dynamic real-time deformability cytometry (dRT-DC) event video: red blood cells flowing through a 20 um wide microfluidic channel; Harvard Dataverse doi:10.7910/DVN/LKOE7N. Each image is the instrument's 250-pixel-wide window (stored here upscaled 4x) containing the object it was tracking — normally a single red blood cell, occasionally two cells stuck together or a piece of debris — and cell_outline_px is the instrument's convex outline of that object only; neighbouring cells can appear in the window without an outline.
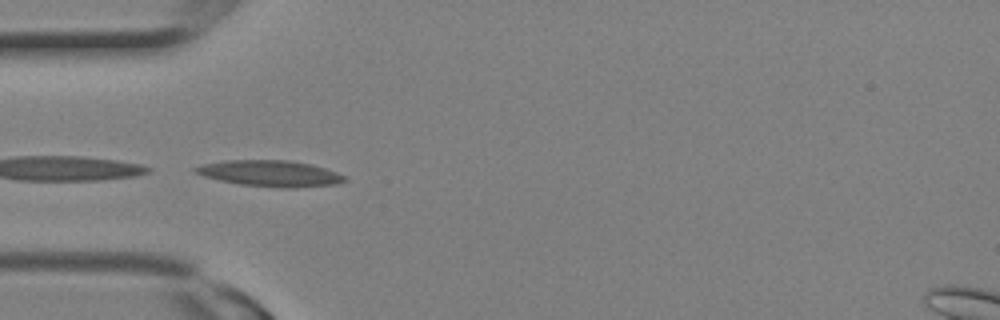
{"species": "Egyptian fruit bat (a non-hibernating species)", "species_latin": "Rousettus aegyptiacus", "temperature_condition": "room temperature", "stored_images_in_passage": 3, "camera_frame_rate_fps": 3000, "um_per_image_px": 0.085, "animal": {"sex": "female"}, "frame": {"image": 1, "passage_image": 3, "time_ms": 0.667, "image_size_px": [1000, 320], "cell_outline_px": [[348, 180], [340, 184], [296, 188], [280, 188], [240, 184], [220, 180], [204, 176], [196, 172], [192, 168], [200, 164], [228, 160], [288, 160], [312, 164], [336, 172], [344, 176]], "centroid_in_image_um": [23.0, 14.74], "position_along_channel_um": 62.0, "area_um2": 22.83}}